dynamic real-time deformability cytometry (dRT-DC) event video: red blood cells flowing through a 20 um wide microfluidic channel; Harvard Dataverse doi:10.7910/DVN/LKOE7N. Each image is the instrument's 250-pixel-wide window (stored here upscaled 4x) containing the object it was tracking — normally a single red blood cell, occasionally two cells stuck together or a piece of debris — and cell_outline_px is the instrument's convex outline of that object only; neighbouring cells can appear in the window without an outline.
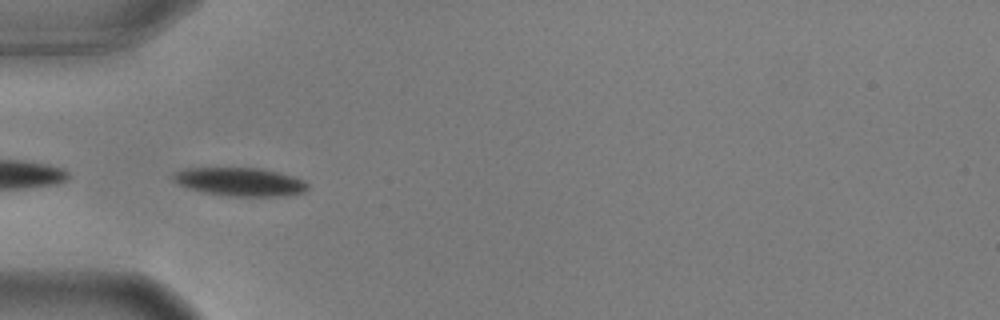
{"species": "common noctule bat (a hibernating species)", "species_latin": "Nyctalus noctula", "temperature_condition": "warm", "stored_images_in_passage": 39, "camera_frame_rate_fps": 3000, "um_per_image_px": 0.085, "animal": {"sex": "male", "body_mass_g": 17.9, "forearm_length_mm": 54.2}, "frame": {"image": 1, "passage_image": 1, "time_ms": 0.0, "image_size_px": [1000, 320], "cell_outline_px": [[308, 188], [304, 192], [284, 196], [224, 196], [200, 192], [180, 184], [172, 180], [172, 176], [176, 172], [184, 168], [260, 168], [292, 176], [304, 180], [308, 184]], "centroid_in_image_um": [20.39, 15.46], "position_along_channel_um": 64.6, "area_um2": 22.25}}
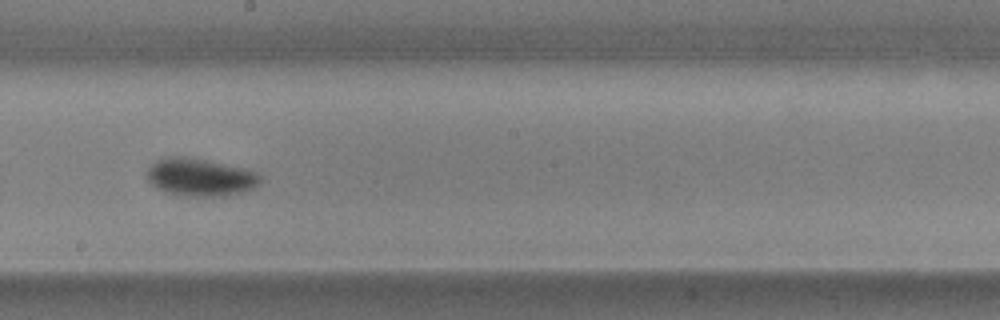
{"frame": {"image": 2, "passage_image": 15, "time_ms": 4.667, "image_size_px": [1000, 320], "cell_outline_px": [[264, 180], [260, 184], [252, 188], [228, 196], [188, 196], [164, 192], [152, 184], [148, 180], [148, 168], [156, 160], [164, 156], [184, 156], [208, 160], [244, 168], [256, 172]], "centroid_in_image_um": [17.03, 15.05], "position_along_channel_um": 231.2, "area_um2": 25.03}}
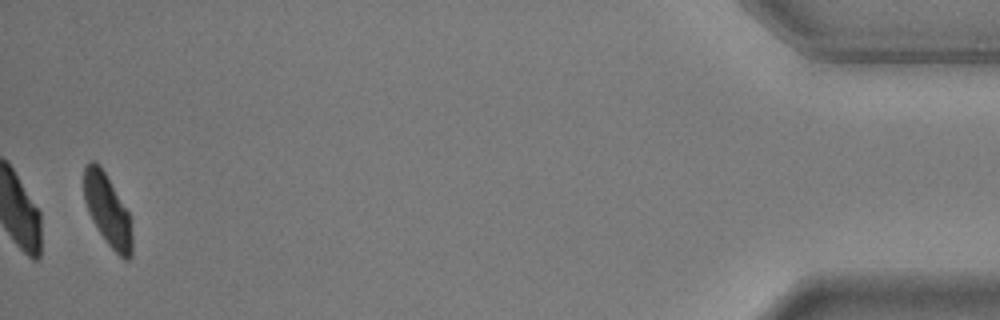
{"frame": {"image": 3, "passage_image": 38, "time_ms": 12.333, "image_size_px": [1000, 320], "cell_outline_px": [[132, 256], [128, 260], [124, 260], [108, 244], [92, 220], [88, 212], [84, 200], [84, 164], [88, 160], [96, 160], [100, 164], [128, 212], [132, 236]], "centroid_in_image_um": [9.12, 17.82], "position_along_channel_um": 426.1, "area_um2": 20.0}, "authors_computed_cell_mechanics": {"area_um2": 22.253, "velocity_mm_per_s": 3.6019, "shape_relaxation_time_tau1_ms": 2.0195, "shape_relaxation_time_tau2_ms": null, "deformation_change_tau1": 0.1191, "deformation_change_tau2": null}}